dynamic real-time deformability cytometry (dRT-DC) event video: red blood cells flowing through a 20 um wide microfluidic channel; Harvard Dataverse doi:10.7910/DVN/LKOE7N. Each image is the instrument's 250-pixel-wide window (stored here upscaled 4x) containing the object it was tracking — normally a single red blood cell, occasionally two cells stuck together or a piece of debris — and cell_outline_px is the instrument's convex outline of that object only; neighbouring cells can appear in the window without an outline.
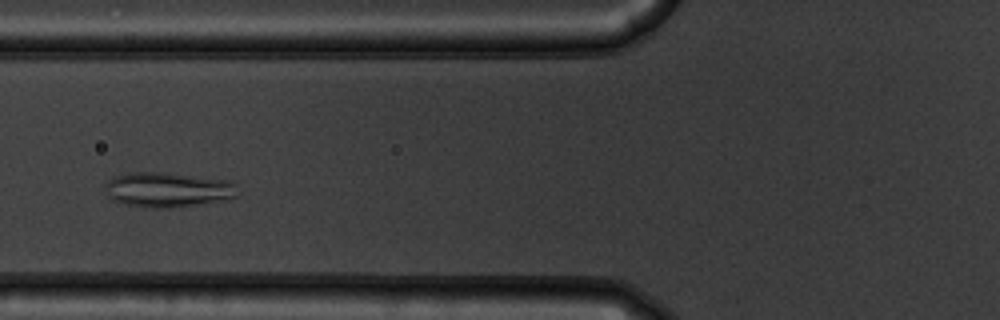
{"species": "common noctule bat (a hibernating species)", "species_latin": "Nyctalus noctula", "temperature_condition": "warm", "stored_images_in_passage": 47, "camera_frame_rate_fps": 3000, "um_per_image_px": 0.085, "animal": {"sex": "male", "body_mass_g": 19.5, "forearm_length_mm": 54.6}, "frame": {"image": 1, "passage_image": 14, "time_ms": 4.333, "image_size_px": [1000, 320], "cell_outline_px": [[236, 196], [228, 200], [176, 208], [144, 208], [124, 204], [112, 200], [108, 196], [104, 188], [104, 184], [112, 176], [128, 172], [168, 172], [228, 180], [236, 184]], "centroid_in_image_um": [14.23, 16.13], "position_along_channel_um": 111.6, "area_um2": 27.69}}
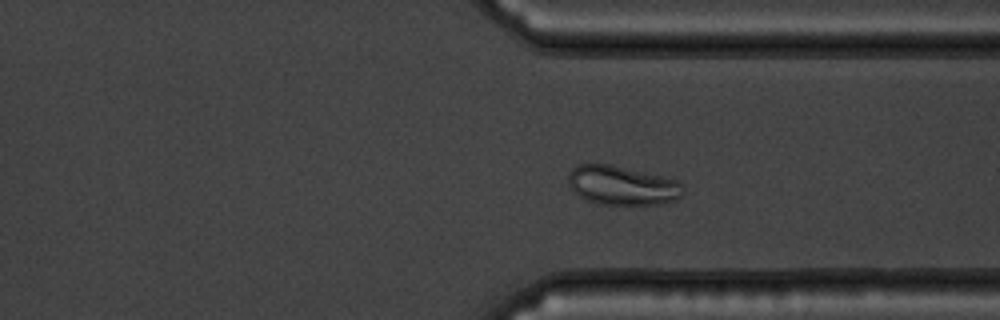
{"frame": {"image": 2, "passage_image": 34, "time_ms": 11.0, "image_size_px": [1000, 320], "cell_outline_px": [[684, 192], [676, 200], [660, 204], [596, 204], [580, 196], [568, 184], [568, 172], [572, 168], [580, 164], [608, 164], [664, 176], [676, 180], [684, 188]], "centroid_in_image_um": [52.88, 15.76], "position_along_channel_um": 358.5, "area_um2": 26.07}}
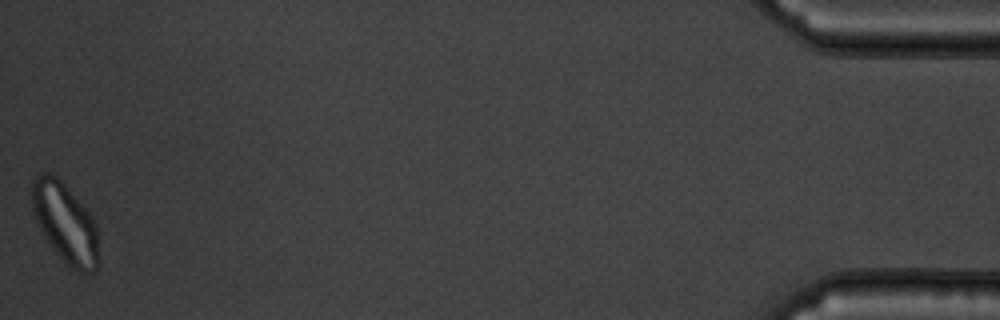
{"frame": {"image": 3, "passage_image": 47, "time_ms": 15.333, "image_size_px": [1000, 320], "cell_outline_px": [[96, 272], [80, 272], [68, 268], [52, 248], [36, 224], [32, 212], [28, 192], [32, 180], [40, 172], [52, 172], [64, 184], [92, 216], [96, 224]], "centroid_in_image_um": [5.44, 18.9], "position_along_channel_um": 429.8, "area_um2": 31.39}}